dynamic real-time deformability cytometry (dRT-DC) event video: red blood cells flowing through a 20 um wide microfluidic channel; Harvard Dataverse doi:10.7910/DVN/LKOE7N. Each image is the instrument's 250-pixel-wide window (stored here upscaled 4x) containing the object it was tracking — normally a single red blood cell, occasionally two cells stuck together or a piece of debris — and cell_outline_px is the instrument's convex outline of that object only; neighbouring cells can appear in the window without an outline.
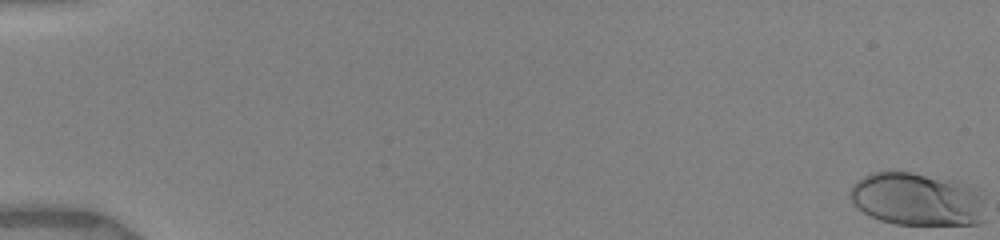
{"species": "human", "species_latin": "Homo sapiens", "temperature_condition": "warm", "stored_images_in_passage": 67, "camera_frame_rate_fps": 3000, "um_per_image_px": 0.085, "donor": {"sex": "female"}, "frame": {"image": 1, "passage_image": 1, "time_ms": 0.0, "image_size_px": [1000, 240], "cell_outline_px": [[984, 220], [980, 224], [896, 224], [880, 220], [856, 208], [852, 204], [848, 196], [848, 192], [852, 184], [856, 180], [872, 172], [888, 168], [960, 180], [976, 188], [984, 196]], "centroid_in_image_um": [77.94, 16.88], "position_along_channel_um": 7.1, "area_um2": 43.29}}
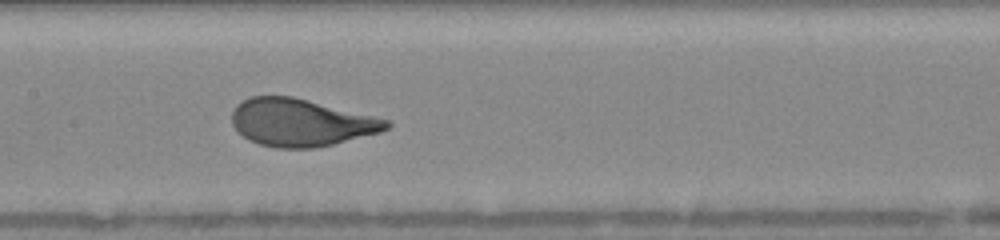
{"frame": {"image": 2, "passage_image": 48, "time_ms": 9.0, "image_size_px": [1000, 240], "cell_outline_px": [[392, 124], [388, 128], [380, 132], [316, 148], [276, 148], [260, 144], [248, 140], [232, 124], [232, 112], [236, 104], [252, 96], [292, 96], [392, 120]], "centroid_in_image_um": [25.59, 10.41], "position_along_channel_um": 181.8, "area_um2": 42.66}}
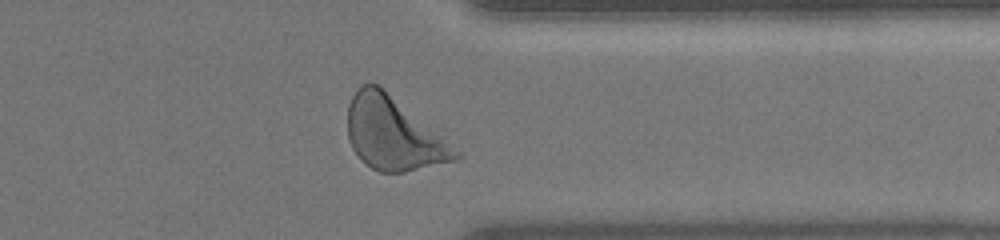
{"frame": {"image": 3, "passage_image": 64, "time_ms": 14.0, "image_size_px": [1000, 240], "cell_outline_px": [[464, 156], [460, 160], [404, 172], [380, 172], [364, 164], [360, 160], [352, 148], [348, 136], [348, 104], [356, 88], [364, 84], [376, 84], [384, 88], [444, 136]], "centroid_in_image_um": [33.47, 11.37], "position_along_channel_um": 377.9, "area_um2": 46.24}, "authors_computed_cell_mechanics": {"area_um2": 42.1362, "velocity_mm_per_s": 3.9519, "shape_relaxation_time_tau1_ms": 3.0999, "shape_relaxation_time_tau2_ms": null, "deformation_change_tau1": 0.1506, "deformation_change_tau2": null}}